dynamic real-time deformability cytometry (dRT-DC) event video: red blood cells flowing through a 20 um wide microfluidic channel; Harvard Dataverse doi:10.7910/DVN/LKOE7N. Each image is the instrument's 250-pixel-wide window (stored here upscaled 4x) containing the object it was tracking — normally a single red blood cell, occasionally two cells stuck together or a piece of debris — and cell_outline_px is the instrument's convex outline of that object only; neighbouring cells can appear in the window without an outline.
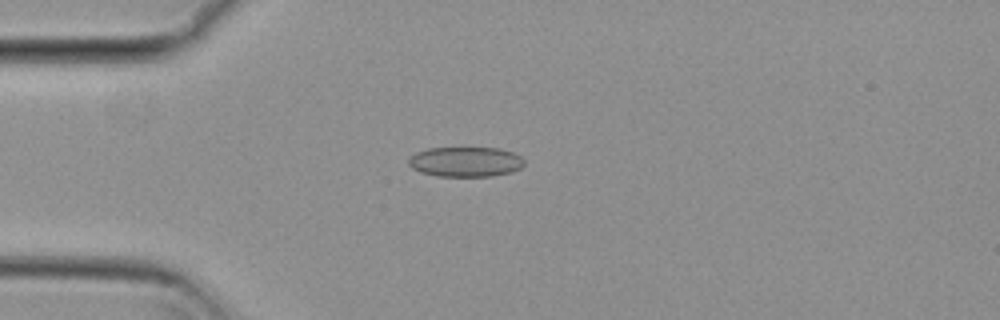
{"species": "common noctule bat (a hibernating species)", "species_latin": "Nyctalus noctula", "temperature_condition": "cold", "stored_images_in_passage": 54, "camera_frame_rate_fps": 3000, "um_per_image_px": 0.085, "animal": {"sex": "female", "body_mass_g": 29.2, "forearm_length_mm": 56.3}, "frame": {"image": 1, "passage_image": 14, "time_ms": 4.333, "image_size_px": [1000, 320], "cell_outline_px": [[524, 164], [520, 168], [512, 172], [492, 176], [436, 176], [420, 172], [412, 168], [408, 164], [408, 156], [416, 152], [428, 148], [500, 148], [512, 152], [520, 156], [524, 160]], "centroid_in_image_um": [39.54, 13.75], "position_along_channel_um": 45.5, "area_um2": 20.35}}
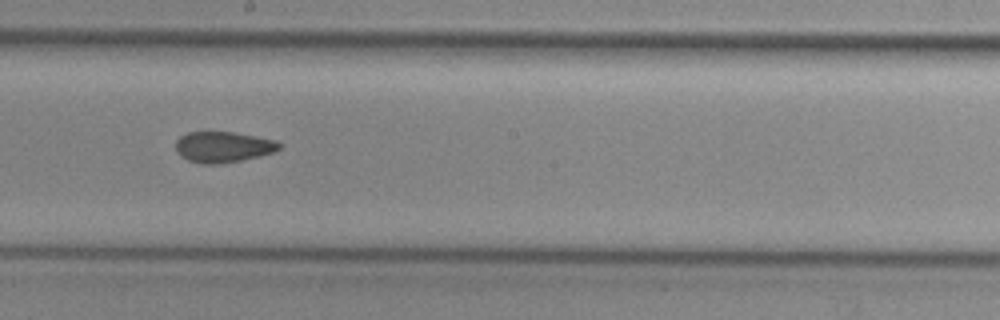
{"frame": {"image": 2, "passage_image": 30, "time_ms": 9.667, "image_size_px": [1000, 320], "cell_outline_px": [[280, 148], [276, 152], [260, 156], [240, 160], [216, 164], [204, 164], [188, 160], [180, 156], [176, 148], [176, 140], [180, 136], [188, 132], [232, 132], [276, 140], [280, 144]], "centroid_in_image_um": [18.96, 12.49], "position_along_channel_um": 229.2, "area_um2": 18.5}}
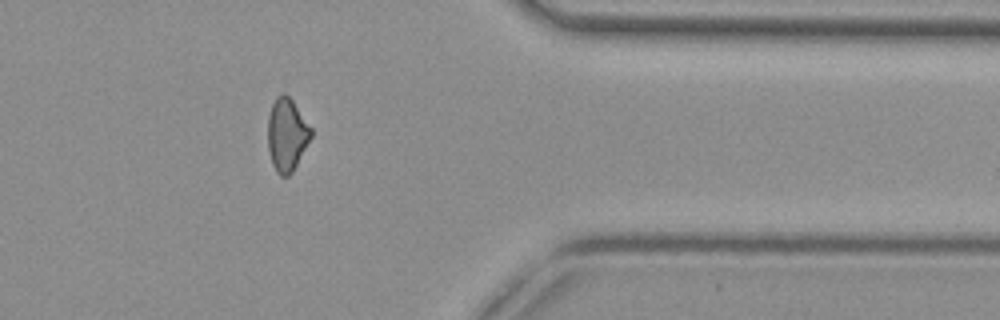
{"frame": {"image": 3, "passage_image": 44, "time_ms": 14.333, "image_size_px": [1000, 320], "cell_outline_px": [[312, 136], [292, 172], [288, 176], [280, 176], [276, 172], [272, 164], [268, 152], [268, 116], [272, 104], [276, 96], [280, 92], [284, 92], [292, 100], [312, 128]], "centroid_in_image_um": [24.37, 11.44], "position_along_channel_um": 387.0, "area_um2": 18.44}, "authors_computed_cell_mechanics": {"area_um2": 19.0162, "velocity_mm_per_s": 3.7651, "shape_relaxation_time_tau1_ms": null, "shape_relaxation_time_tau2_ms": 3.346, "deformation_change_tau1": null, "deformation_change_tau2": 0.0943}}